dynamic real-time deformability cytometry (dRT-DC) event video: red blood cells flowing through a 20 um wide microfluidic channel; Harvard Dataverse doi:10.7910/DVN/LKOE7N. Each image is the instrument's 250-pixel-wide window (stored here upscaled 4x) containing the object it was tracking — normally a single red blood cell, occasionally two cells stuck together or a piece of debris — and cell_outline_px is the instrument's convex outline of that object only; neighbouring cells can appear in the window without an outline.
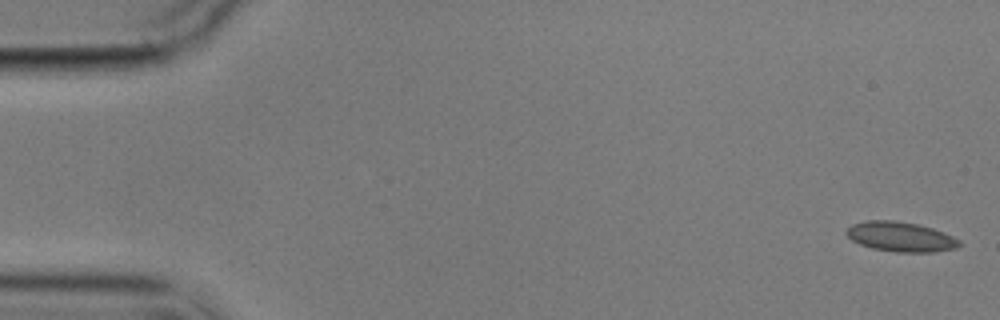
{"species": "common noctule bat (a hibernating species)", "species_latin": "Nyctalus noctula", "temperature_condition": "cold", "stored_images_in_passage": 5, "camera_frame_rate_fps": 3000, "um_per_image_px": 0.085, "animal": {"sex": "male", "body_mass_g": 17.9}, "frame": {"image": 1, "passage_image": 1, "time_ms": 0.0, "image_size_px": [1000, 320], "cell_outline_px": [[964, 244], [956, 248], [936, 252], [896, 252], [872, 248], [860, 244], [852, 240], [844, 232], [852, 224], [868, 220], [892, 220], [916, 224], [932, 228], [952, 236], [960, 240]], "centroid_in_image_um": [76.57, 20.13], "position_along_channel_um": 8.4, "area_um2": 19.59}}
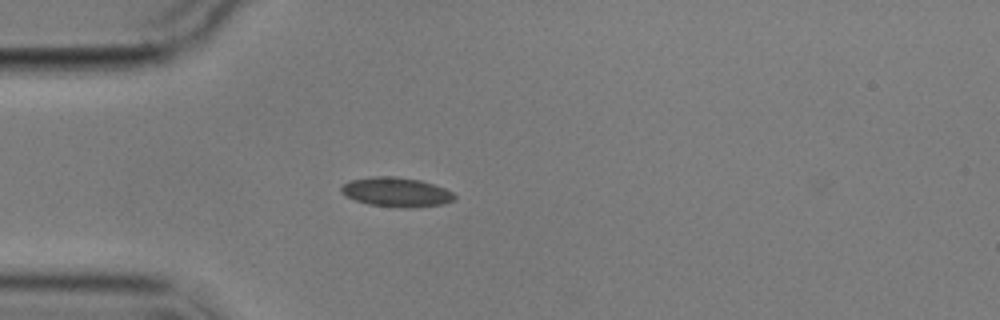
{"frame": {"image": 2, "passage_image": 5, "time_ms": 4.667, "image_size_px": [1000, 320], "cell_outline_px": [[456, 200], [444, 204], [412, 208], [400, 208], [368, 204], [344, 196], [340, 192], [340, 188], [344, 184], [352, 180], [376, 176], [396, 176], [420, 180], [444, 188], [452, 192], [456, 196]], "centroid_in_image_um": [33.7, 16.34], "position_along_channel_um": 51.3, "area_um2": 19.54}}